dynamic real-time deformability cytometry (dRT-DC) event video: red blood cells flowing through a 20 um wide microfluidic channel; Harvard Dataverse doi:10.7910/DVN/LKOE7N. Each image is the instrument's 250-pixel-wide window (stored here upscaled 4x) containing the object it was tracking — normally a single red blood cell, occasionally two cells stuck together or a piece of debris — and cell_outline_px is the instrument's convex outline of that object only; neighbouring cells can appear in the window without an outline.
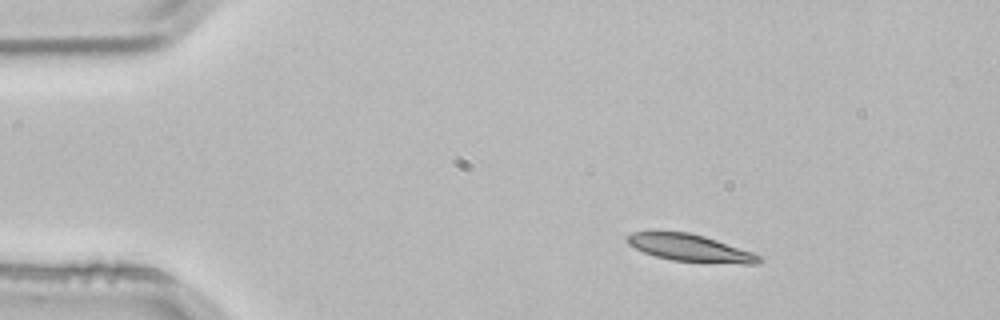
{"species": "common noctule bat (a hibernating species)", "species_latin": "Nyctalus noctula", "temperature_condition": "room temperature", "stored_images_in_passage": 3, "camera_frame_rate_fps": 3000, "um_per_image_px": 0.085, "animal": {"sex": "male", "body_mass_g": 21.5, "forearm_length_mm": 52.0}, "frame": {"image": 1, "passage_image": 1, "time_ms": 0.0, "image_size_px": [1000, 320], "cell_outline_px": [[764, 260], [756, 264], [740, 264], [672, 260], [656, 256], [644, 252], [628, 244], [628, 236], [632, 232], [688, 232], [704, 236], [752, 252], [760, 256]], "centroid_in_image_um": [58.71, 21.09], "position_along_channel_um": 26.3, "area_um2": 20.46}}
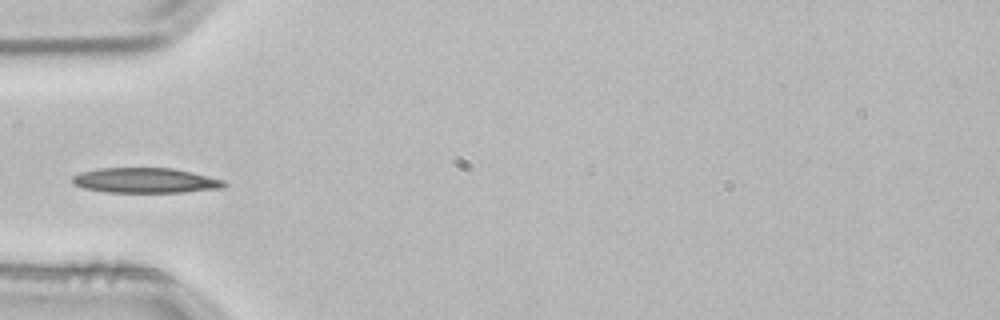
{"frame": {"image": 2, "passage_image": 3, "time_ms": 0.667, "image_size_px": [1000, 320], "cell_outline_px": [[228, 184], [224, 188], [184, 192], [104, 192], [84, 188], [72, 184], [72, 176], [80, 172], [96, 168], [172, 168], [192, 172], [224, 180]], "centroid_in_image_um": [12.35, 15.34], "position_along_channel_um": 72.7, "area_um2": 22.37}}